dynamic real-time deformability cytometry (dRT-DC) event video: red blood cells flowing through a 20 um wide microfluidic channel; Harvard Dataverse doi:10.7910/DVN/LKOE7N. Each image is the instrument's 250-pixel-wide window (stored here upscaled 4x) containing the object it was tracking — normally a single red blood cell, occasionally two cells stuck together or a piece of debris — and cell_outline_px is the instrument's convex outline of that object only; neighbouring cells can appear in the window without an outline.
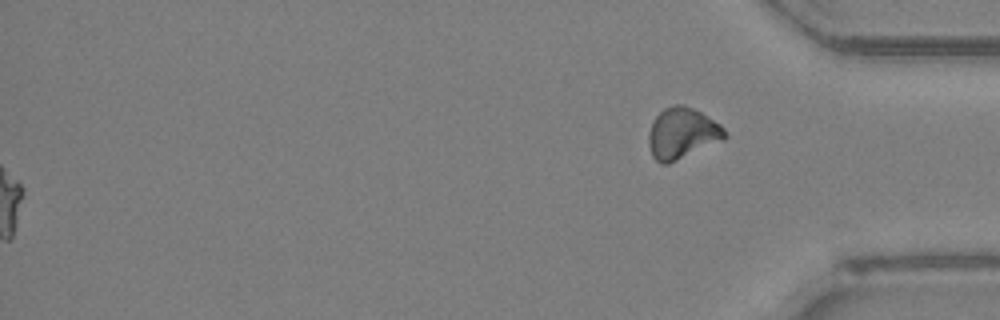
{"species": "Egyptian fruit bat (a non-hibernating species)", "species_latin": "Rousettus aegyptiacus", "temperature_condition": "room temperature", "stored_images_in_passage": 50, "segment_of_instrument_passage": [2, 2], "camera_frame_rate_fps": 3000, "um_per_image_px": 0.085, "animal": {"sex": "female"}, "frame": {"image": 1, "passage_image": 50, "time_ms": 16.333, "image_size_px": [1000, 320], "cell_outline_px": [[728, 136], [724, 140], [668, 164], [660, 164], [652, 156], [648, 144], [648, 132], [652, 120], [664, 108], [672, 104], [684, 104], [700, 112], [720, 124], [724, 128]], "centroid_in_image_um": [57.96, 11.33], "position_along_channel_um": 377.2, "area_um2": 22.89}}